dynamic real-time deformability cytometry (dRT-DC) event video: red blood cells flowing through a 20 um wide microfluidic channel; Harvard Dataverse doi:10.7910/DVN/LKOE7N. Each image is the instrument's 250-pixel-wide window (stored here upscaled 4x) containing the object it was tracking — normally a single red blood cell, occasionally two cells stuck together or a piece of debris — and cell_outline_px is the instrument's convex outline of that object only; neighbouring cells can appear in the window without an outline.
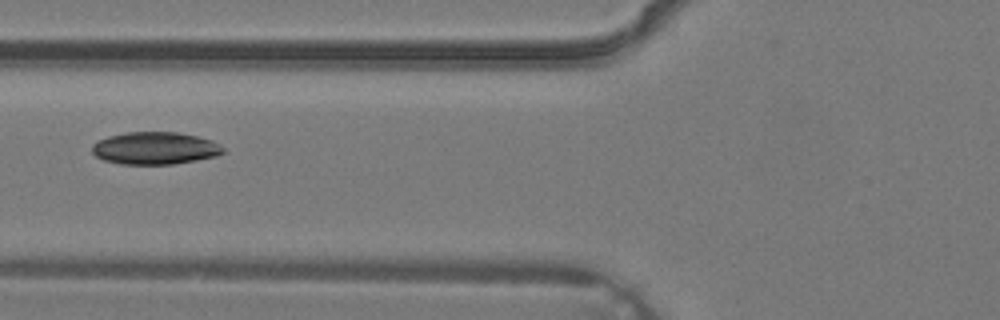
{"species": "common noctule bat (a hibernating species)", "species_latin": "Nyctalus noctula", "temperature_condition": "warm", "stored_images_in_passage": 5, "camera_frame_rate_fps": 3000, "um_per_image_px": 0.085, "animal": {"sex": "male", "body_mass_g": 19.2, "forearm_length_mm": 51.8}, "frame": {"image": 1, "passage_image": 5, "time_ms": 1.333, "image_size_px": [1000, 320], "cell_outline_px": [[224, 152], [216, 156], [196, 160], [172, 164], [120, 164], [104, 160], [96, 156], [92, 152], [92, 144], [96, 140], [108, 136], [128, 132], [176, 132], [196, 136], [212, 140], [220, 144], [224, 148]], "centroid_in_image_um": [13.16, 12.59], "position_along_channel_um": 112.6, "area_um2": 24.8}}